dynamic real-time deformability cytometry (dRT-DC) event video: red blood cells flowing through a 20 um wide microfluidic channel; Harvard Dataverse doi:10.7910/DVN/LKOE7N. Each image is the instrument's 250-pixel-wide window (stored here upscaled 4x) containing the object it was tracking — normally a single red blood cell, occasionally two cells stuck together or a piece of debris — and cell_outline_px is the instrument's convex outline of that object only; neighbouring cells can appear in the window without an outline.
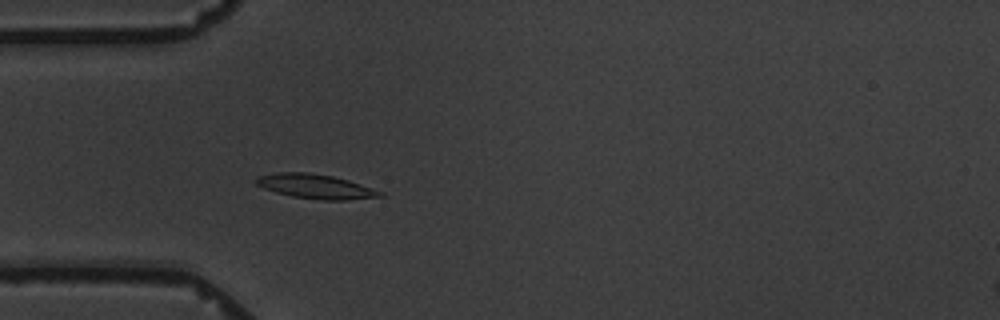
{"species": "common noctule bat (a hibernating species)", "species_latin": "Nyctalus noctula", "temperature_condition": "warm", "stored_images_in_passage": 53, "camera_frame_rate_fps": 3000, "um_per_image_px": 0.085, "animal": {"sex": "male", "body_mass_g": 19.5, "forearm_length_mm": 54.6}, "frame": {"image": 1, "passage_image": 17, "time_ms": 5.333, "image_size_px": [1000, 320], "cell_outline_px": [[384, 196], [344, 200], [320, 200], [292, 196], [276, 192], [264, 188], [256, 184], [256, 176], [276, 172], [308, 172], [332, 176], [348, 180], [384, 192]], "centroid_in_image_um": [26.81, 15.84], "position_along_channel_um": 58.2, "area_um2": 17.57}}
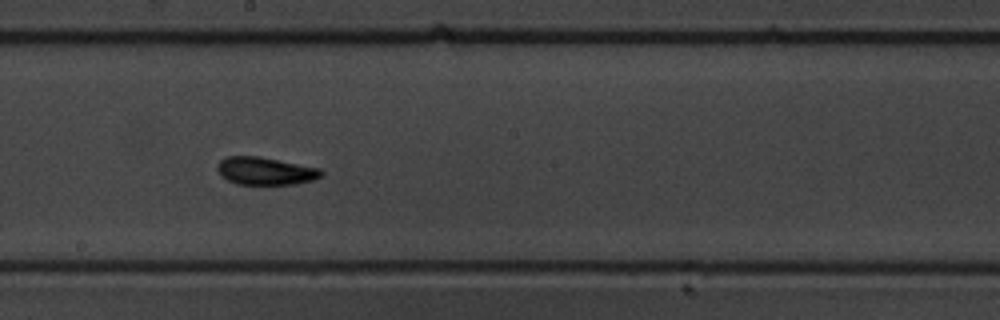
{"frame": {"image": 2, "passage_image": 32, "time_ms": 10.333, "image_size_px": [1000, 320], "cell_outline_px": [[324, 172], [320, 176], [312, 180], [296, 184], [236, 184], [220, 176], [216, 168], [216, 164], [224, 156], [260, 156], [320, 168]], "centroid_in_image_um": [22.51, 14.52], "position_along_channel_um": 225.7, "area_um2": 16.94}}
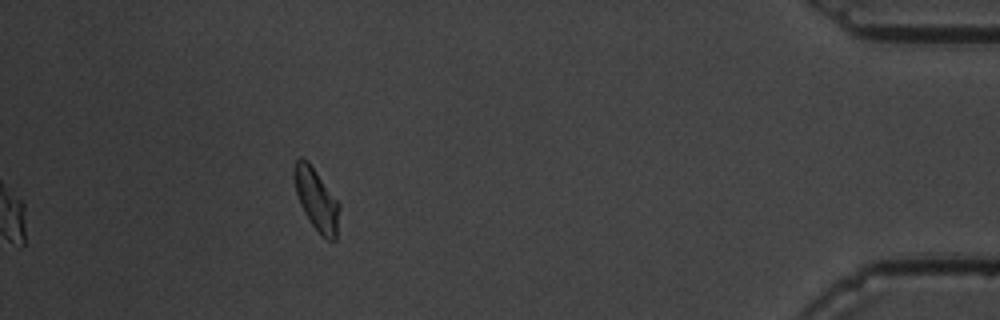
{"frame": {"image": 3, "passage_image": 53, "time_ms": 17.333, "image_size_px": [1000, 320], "cell_outline_px": [[340, 208], [336, 240], [328, 240], [320, 236], [304, 212], [300, 204], [296, 192], [292, 176], [292, 168], [296, 160], [300, 156], [308, 160], [340, 204]], "centroid_in_image_um": [26.87, 16.94], "position_along_channel_um": 408.3, "area_um2": 16.53}, "authors_computed_cell_mechanics": {"area_um2": 16.5308, "velocity_mm_per_s": 3.4067, "shape_relaxation_time_tau1_ms": 3.8363, "shape_relaxation_time_tau2_ms": 2.2329, "deformation_change_tau1": 0.1809, "deformation_change_tau2": 0.0655}}